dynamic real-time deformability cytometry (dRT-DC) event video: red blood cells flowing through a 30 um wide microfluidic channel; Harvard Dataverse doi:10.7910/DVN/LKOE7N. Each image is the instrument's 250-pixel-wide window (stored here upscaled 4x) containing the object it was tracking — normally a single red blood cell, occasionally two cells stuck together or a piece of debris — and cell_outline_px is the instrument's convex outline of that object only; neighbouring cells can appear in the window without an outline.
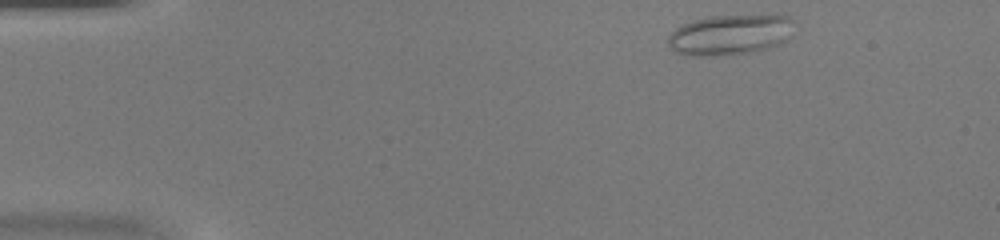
{"species": "common noctule bat (a hibernating species)", "species_latin": "Nyctalus noctula", "temperature_condition": "warm", "stored_images_in_passage": 40, "camera_frame_rate_fps": 3000, "um_per_image_px": 0.085, "animal": {"sex": "female", "body_mass_g": 20.0, "forearm_length_mm": 54.0}, "frame": {"image": 1, "passage_image": 1, "time_ms": 0.0, "image_size_px": [1000, 240], "cell_outline_px": [[792, 20], [788, 40], [780, 44], [768, 48], [748, 52], [712, 56], [692, 56], [676, 52], [668, 44], [668, 36], [676, 28], [692, 20], [708, 16], [788, 16]], "centroid_in_image_um": [62.0, 2.96], "position_along_channel_um": 23.0, "area_um2": 29.19}}
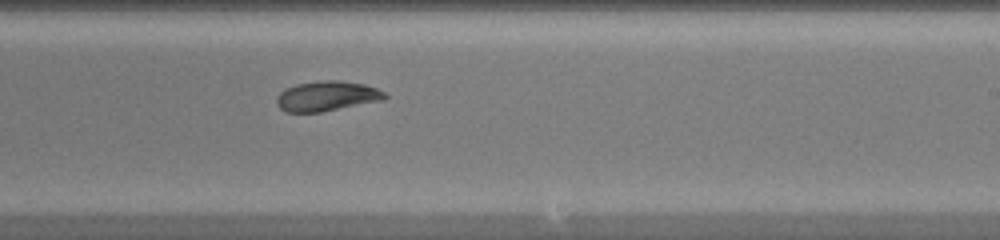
{"frame": {"image": 2, "passage_image": 23, "time_ms": 7.333, "image_size_px": [1000, 240], "cell_outline_px": [[388, 96], [384, 100], [320, 112], [284, 112], [276, 104], [276, 96], [284, 88], [296, 84], [320, 80], [336, 80], [364, 84], [376, 88], [384, 92]], "centroid_in_image_um": [27.75, 8.17], "position_along_channel_um": 261.3, "area_um2": 19.02}}
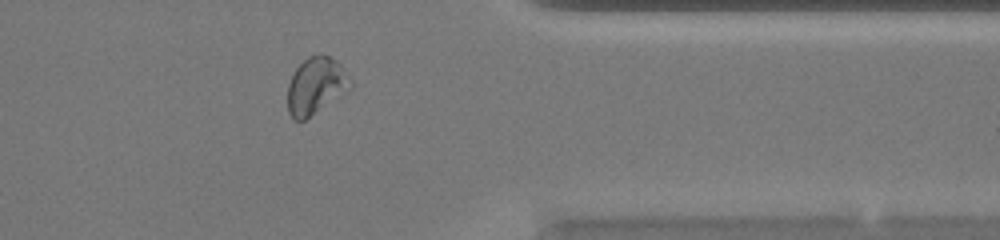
{"frame": {"image": 3, "passage_image": 32, "time_ms": 10.333, "image_size_px": [1000, 240], "cell_outline_px": [[352, 84], [304, 120], [296, 120], [288, 112], [288, 84], [292, 72], [308, 56], [328, 56], [336, 60], [340, 64], [352, 80]], "centroid_in_image_um": [26.79, 7.25], "position_along_channel_um": 384.6, "area_um2": 19.88}}